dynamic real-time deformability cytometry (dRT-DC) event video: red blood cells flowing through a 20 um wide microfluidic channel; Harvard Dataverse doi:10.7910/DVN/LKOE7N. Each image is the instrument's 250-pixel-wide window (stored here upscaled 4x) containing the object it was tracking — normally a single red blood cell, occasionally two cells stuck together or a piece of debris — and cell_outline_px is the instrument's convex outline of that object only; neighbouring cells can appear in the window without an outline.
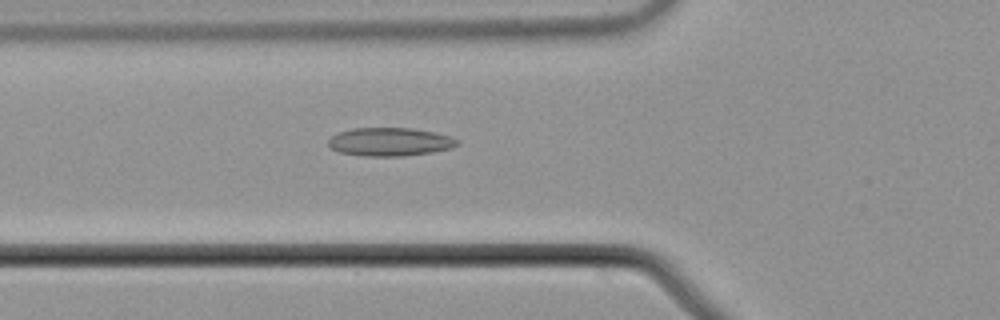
{"species": "common noctule bat (a hibernating species)", "species_latin": "Nyctalus noctula", "temperature_condition": "cold", "stored_images_in_passage": 56, "camera_frame_rate_fps": 3000, "um_per_image_px": 0.085, "animal": {"sex": "male", "body_mass_g": 21.5, "forearm_length_mm": 52.0}, "frame": {"image": 1, "passage_image": 20, "time_ms": 6.333, "image_size_px": [1000, 320], "cell_outline_px": [[460, 144], [452, 148], [432, 152], [404, 156], [364, 156], [340, 152], [332, 148], [328, 144], [328, 140], [336, 132], [352, 128], [412, 128], [432, 132], [448, 136], [460, 140]], "centroid_in_image_um": [33.14, 12.05], "position_along_channel_um": 92.7, "area_um2": 21.33}}
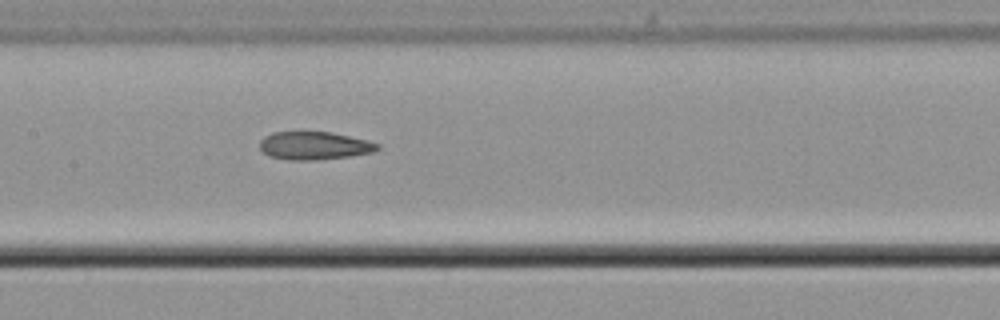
{"frame": {"image": 2, "passage_image": 27, "time_ms": 8.667, "image_size_px": [1000, 320], "cell_outline_px": [[380, 148], [372, 152], [348, 156], [316, 160], [288, 160], [268, 156], [260, 148], [260, 140], [264, 136], [272, 132], [332, 132], [368, 140], [380, 144]], "centroid_in_image_um": [26.7, 12.38], "position_along_channel_um": 180.7, "area_um2": 19.25}}
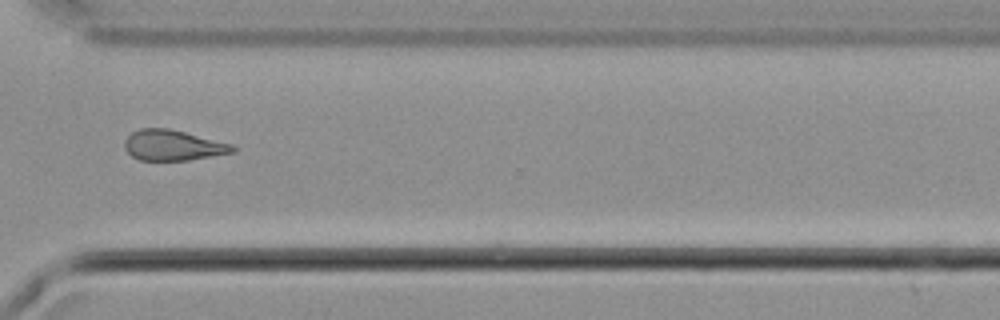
{"frame": {"image": 3, "passage_image": 41, "time_ms": 13.333, "image_size_px": [1000, 320], "cell_outline_px": [[236, 152], [188, 160], [140, 160], [132, 156], [124, 148], [124, 140], [132, 132], [140, 128], [168, 128], [232, 144], [236, 148]], "centroid_in_image_um": [14.69, 12.35], "position_along_channel_um": 355.9, "area_um2": 19.13}}